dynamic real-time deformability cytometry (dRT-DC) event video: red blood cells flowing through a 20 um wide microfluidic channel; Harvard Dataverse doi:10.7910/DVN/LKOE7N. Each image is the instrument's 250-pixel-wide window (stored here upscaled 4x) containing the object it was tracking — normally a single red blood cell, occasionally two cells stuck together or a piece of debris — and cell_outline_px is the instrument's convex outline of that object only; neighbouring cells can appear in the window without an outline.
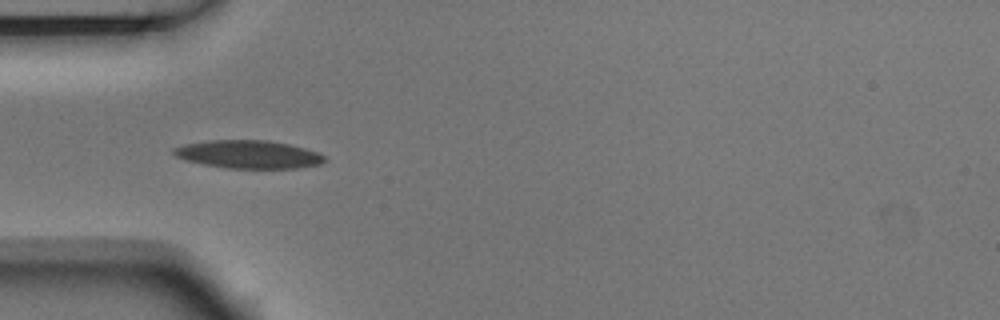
{"species": "Egyptian fruit bat (a non-hibernating species)", "species_latin": "Rousettus aegyptiacus", "temperature_condition": "room temperature", "stored_images_in_passage": 4, "camera_frame_rate_fps": 3000, "um_per_image_px": 0.085, "animal": {"sex": "male"}, "frame": {"image": 1, "passage_image": 4, "time_ms": 1.0, "image_size_px": [1000, 320], "cell_outline_px": [[328, 160], [320, 164], [300, 168], [228, 168], [204, 164], [184, 160], [176, 156], [172, 152], [172, 148], [184, 144], [208, 140], [268, 140], [288, 144], [304, 148], [316, 152], [324, 156]], "centroid_in_image_um": [21.1, 13.12], "position_along_channel_um": 63.9, "area_um2": 24.68}}